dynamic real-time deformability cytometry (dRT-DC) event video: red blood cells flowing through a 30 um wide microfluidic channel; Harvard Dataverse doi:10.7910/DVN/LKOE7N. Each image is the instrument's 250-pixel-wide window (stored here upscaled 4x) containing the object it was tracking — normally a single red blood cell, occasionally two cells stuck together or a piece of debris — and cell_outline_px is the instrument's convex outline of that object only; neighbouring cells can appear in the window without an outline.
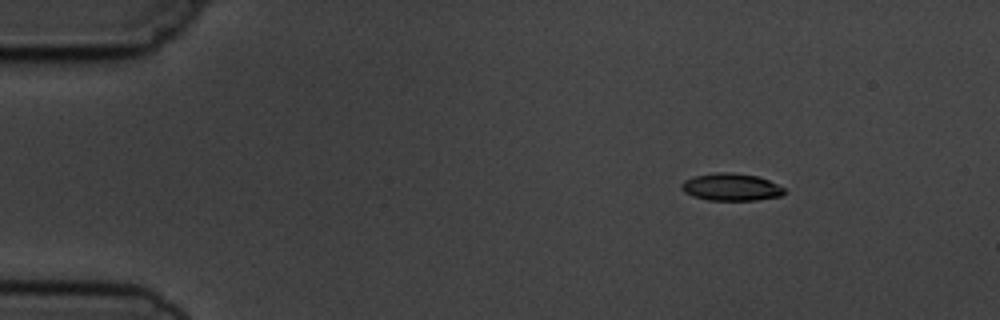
{"species": "common noctule bat (a hibernating species)", "species_latin": "Nyctalus noctula", "temperature_condition": "cold", "stored_images_in_passage": 6, "camera_frame_rate_fps": 3000, "um_per_image_px": 0.085, "animal": {"sex": "male", "body_mass_g": 19.5, "forearm_length_mm": 54.6}, "frame": {"image": 1, "passage_image": 2, "time_ms": 1.333, "image_size_px": [1000, 320], "cell_outline_px": [[784, 192], [780, 196], [756, 200], [708, 200], [692, 196], [684, 192], [680, 188], [680, 184], [684, 180], [696, 176], [716, 172], [732, 172], [756, 176], [768, 180], [784, 188]], "centroid_in_image_um": [62.1, 15.9], "position_along_channel_um": 22.9, "area_um2": 16.3}}
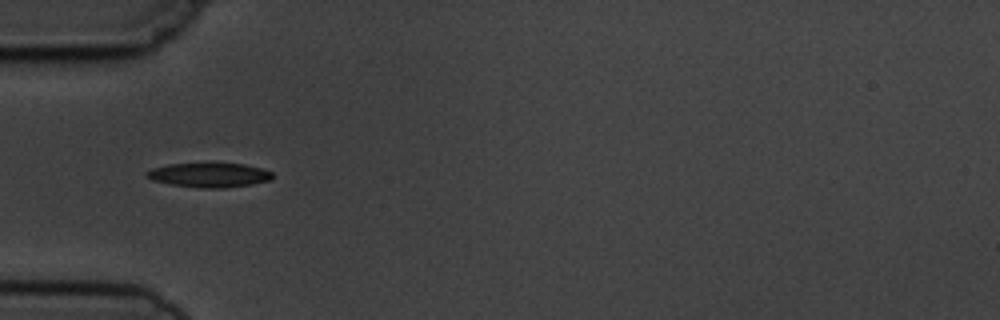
{"frame": {"image": 2, "passage_image": 5, "time_ms": 4.667, "image_size_px": [1000, 320], "cell_outline_px": [[272, 180], [252, 184], [224, 188], [200, 188], [168, 184], [152, 180], [144, 176], [144, 172], [152, 168], [168, 164], [244, 164], [260, 168], [272, 172]], "centroid_in_image_um": [17.74, 14.89], "position_along_channel_um": 67.3, "area_um2": 17.86}}
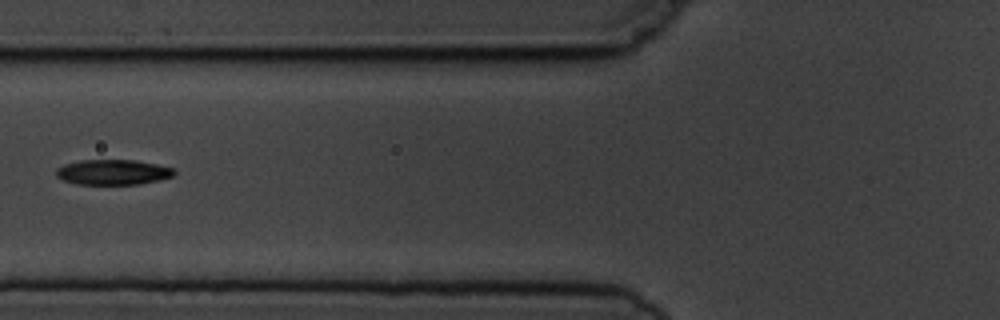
{"frame": {"image": 3, "passage_image": 6, "time_ms": 6.0, "image_size_px": [1000, 320], "cell_outline_px": [[176, 172], [172, 176], [160, 180], [140, 184], [76, 184], [64, 180], [56, 176], [56, 168], [64, 164], [80, 160], [132, 160], [156, 164], [172, 168]], "centroid_in_image_um": [9.58, 14.63], "position_along_channel_um": 116.2, "area_um2": 17.28}}